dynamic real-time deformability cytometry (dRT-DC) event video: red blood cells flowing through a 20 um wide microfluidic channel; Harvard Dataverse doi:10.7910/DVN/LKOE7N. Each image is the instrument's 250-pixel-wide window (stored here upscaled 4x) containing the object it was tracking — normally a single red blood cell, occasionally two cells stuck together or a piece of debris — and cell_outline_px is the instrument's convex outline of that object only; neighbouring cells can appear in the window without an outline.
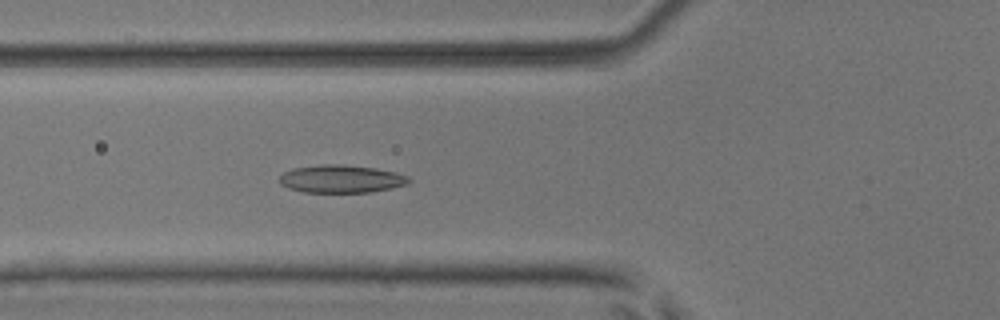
{"species": "common noctule bat (a hibernating species)", "species_latin": "Nyctalus noctula", "temperature_condition": "room temperature", "stored_images_in_passage": 48, "camera_frame_rate_fps": 3000, "um_per_image_px": 0.085, "animal": {"sex": "male", "body_mass_g": 17.9, "forearm_length_mm": 54.2}, "frame": {"image": 1, "passage_image": 14, "time_ms": 4.333, "image_size_px": [1000, 320], "cell_outline_px": [[412, 180], [408, 184], [392, 188], [372, 192], [304, 192], [288, 188], [280, 184], [280, 176], [284, 172], [292, 168], [320, 164], [340, 164], [376, 168], [408, 176]], "centroid_in_image_um": [29.0, 15.2], "position_along_channel_um": 96.8, "area_um2": 21.04}}
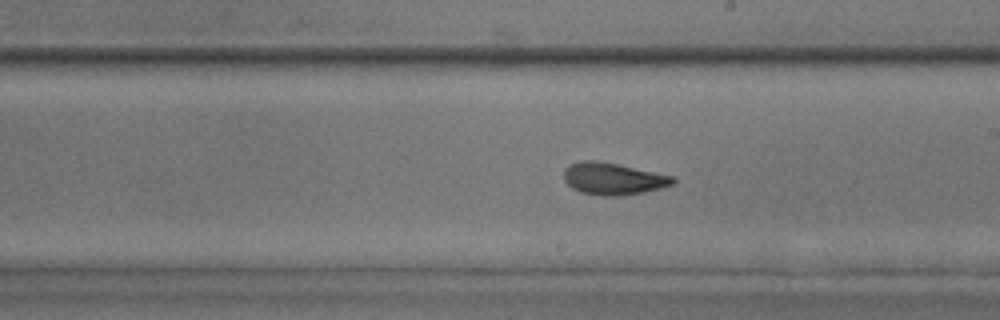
{"frame": {"image": 2, "passage_image": 25, "time_ms": 8.0, "image_size_px": [1000, 320], "cell_outline_px": [[676, 180], [672, 184], [660, 188], [644, 192], [616, 196], [604, 196], [580, 192], [572, 188], [564, 180], [564, 168], [568, 164], [580, 160], [596, 160], [676, 176]], "centroid_in_image_um": [52.09, 15.18], "position_along_channel_um": 236.9, "area_um2": 20.4}}
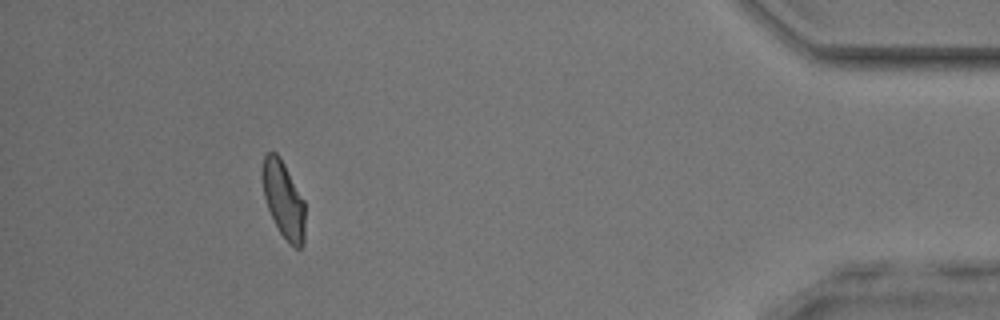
{"frame": {"image": 3, "passage_image": 43, "time_ms": 14.0, "image_size_px": [1000, 320], "cell_outline_px": [[304, 244], [300, 248], [296, 248], [288, 244], [280, 232], [268, 208], [264, 196], [260, 176], [260, 168], [264, 156], [268, 152], [276, 152], [280, 156], [304, 200]], "centroid_in_image_um": [24.07, 16.94], "position_along_channel_um": 411.1, "area_um2": 19.31}, "authors_computed_cell_mechanics": {"area_um2": 19.941, "velocity_mm_per_s": 3.8336, "shape_relaxation_time_tau1_ms": 8.0213, "shape_relaxation_time_tau2_ms": 1.7585, "deformation_change_tau1": 0.1964, "deformation_change_tau2": 0.0805}}